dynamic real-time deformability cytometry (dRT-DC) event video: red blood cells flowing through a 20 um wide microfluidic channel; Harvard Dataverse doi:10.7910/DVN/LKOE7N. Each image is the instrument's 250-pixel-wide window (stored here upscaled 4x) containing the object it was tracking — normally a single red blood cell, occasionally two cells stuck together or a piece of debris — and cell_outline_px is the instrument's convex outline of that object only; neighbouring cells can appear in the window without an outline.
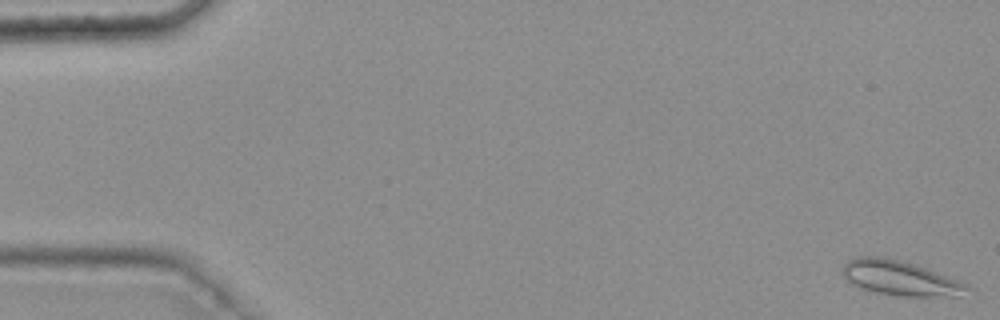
{"species": "common noctule bat (a hibernating species)", "species_latin": "Nyctalus noctula", "temperature_condition": "warm", "stored_images_in_passage": 46, "camera_frame_rate_fps": 3000, "um_per_image_px": 0.085, "animal": {"sex": "female", "body_mass_g": 25.1}, "frame": {"image": 1, "passage_image": 1, "time_ms": 0.0, "image_size_px": [1000, 320], "cell_outline_px": [[972, 288], [956, 296], [904, 296], [876, 292], [848, 284], [840, 276], [840, 272], [844, 264], [848, 260], [860, 256], [880, 256], [912, 264], [960, 280], [968, 284]], "centroid_in_image_um": [76.43, 23.64], "position_along_channel_um": 8.6, "area_um2": 25.2}}
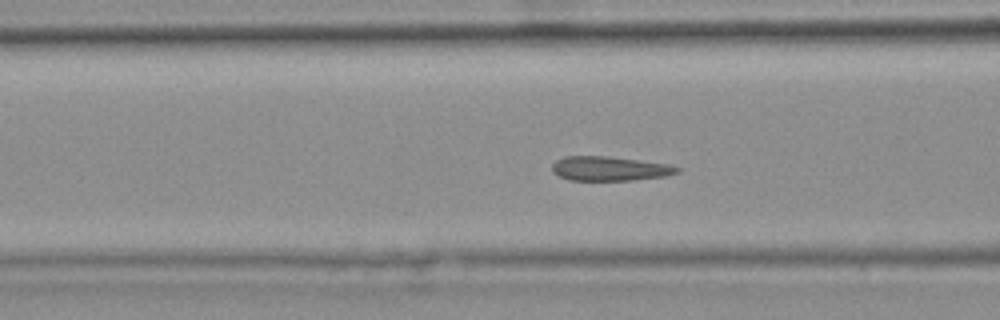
{"frame": {"image": 2, "passage_image": 21, "time_ms": 6.667, "image_size_px": [1000, 320], "cell_outline_px": [[680, 172], [664, 176], [632, 180], [568, 180], [552, 172], [552, 164], [556, 160], [564, 156], [608, 156], [672, 164], [680, 168]], "centroid_in_image_um": [51.83, 14.32], "position_along_channel_um": 114.8, "area_um2": 17.86}}
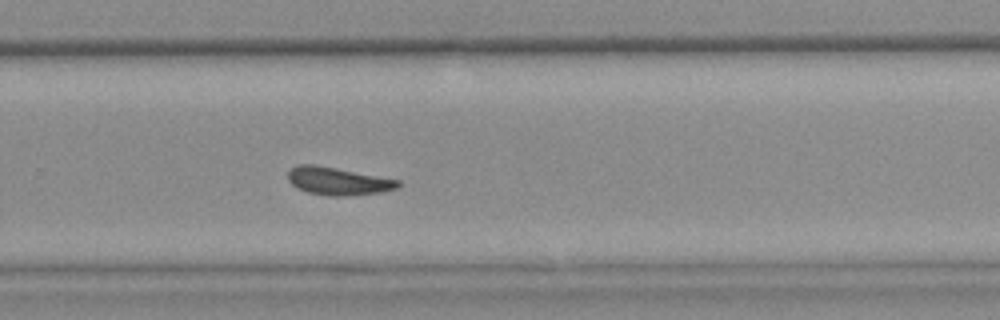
{"frame": {"image": 3, "passage_image": 36, "time_ms": 11.667, "image_size_px": [1000, 320], "cell_outline_px": [[400, 184], [396, 188], [380, 192], [344, 196], [328, 196], [308, 192], [296, 188], [288, 180], [288, 172], [296, 164], [316, 164], [400, 180]], "centroid_in_image_um": [28.69, 15.38], "position_along_channel_um": 301.1, "area_um2": 17.8}}